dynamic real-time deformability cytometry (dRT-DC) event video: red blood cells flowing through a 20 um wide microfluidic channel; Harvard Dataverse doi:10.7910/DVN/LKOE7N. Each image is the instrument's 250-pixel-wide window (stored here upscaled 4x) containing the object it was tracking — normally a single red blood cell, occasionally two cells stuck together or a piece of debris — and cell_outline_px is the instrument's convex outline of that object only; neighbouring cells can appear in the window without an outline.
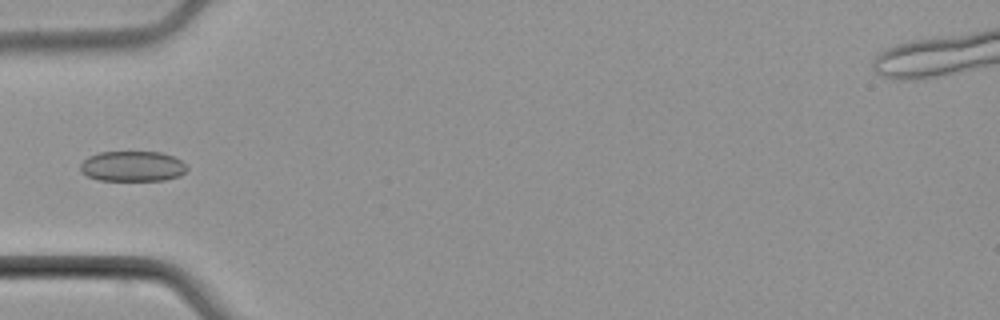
{"species": "common noctule bat (a hibernating species)", "species_latin": "Nyctalus noctula", "temperature_condition": "cold", "stored_images_in_passage": 5, "camera_frame_rate_fps": 3000, "um_per_image_px": 0.085, "animal": {"sex": "male", "body_mass_g": 21.5, "forearm_length_mm": 52.0}, "frame": {"image": 1, "passage_image": 5, "time_ms": 5.667, "image_size_px": [1000, 320], "cell_outline_px": [[188, 168], [180, 176], [164, 180], [100, 180], [88, 176], [80, 172], [80, 164], [88, 156], [100, 152], [160, 152], [172, 156], [180, 160]], "centroid_in_image_um": [11.24, 14.13], "position_along_channel_um": 73.8, "area_um2": 18.79}}